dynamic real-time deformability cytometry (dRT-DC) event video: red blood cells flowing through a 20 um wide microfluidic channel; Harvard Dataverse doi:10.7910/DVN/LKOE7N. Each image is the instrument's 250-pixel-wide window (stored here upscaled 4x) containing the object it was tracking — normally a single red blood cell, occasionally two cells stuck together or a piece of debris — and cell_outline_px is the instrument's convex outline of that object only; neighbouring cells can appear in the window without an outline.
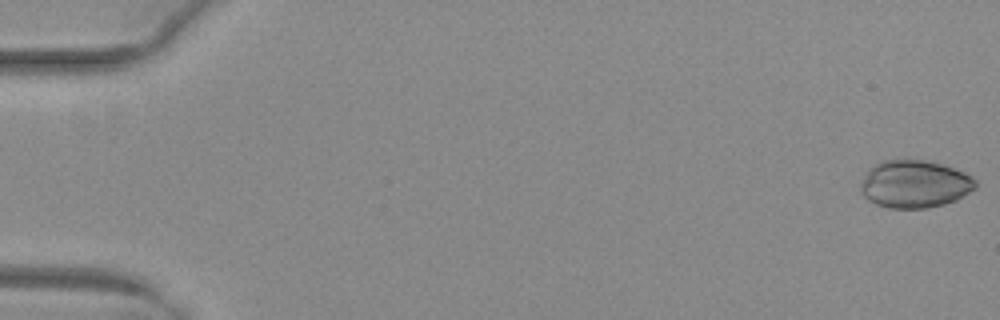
{"species": "common noctule bat (a hibernating species)", "species_latin": "Nyctalus noctula", "temperature_condition": "warm", "stored_images_in_passage": 52, "camera_frame_rate_fps": 3000, "um_per_image_px": 0.085, "animal": {"sex": "female", "body_mass_g": 29.2, "forearm_length_mm": 56.3}, "frame": {"image": 1, "passage_image": 1, "time_ms": 0.0, "image_size_px": [1000, 320], "cell_outline_px": [[976, 188], [956, 200], [944, 204], [928, 208], [888, 208], [876, 204], [868, 200], [860, 192], [860, 184], [864, 176], [876, 164], [884, 160], [924, 160], [940, 164], [964, 172], [972, 176], [976, 180]], "centroid_in_image_um": [77.75, 15.66], "position_along_channel_um": 7.3, "area_um2": 31.73}}
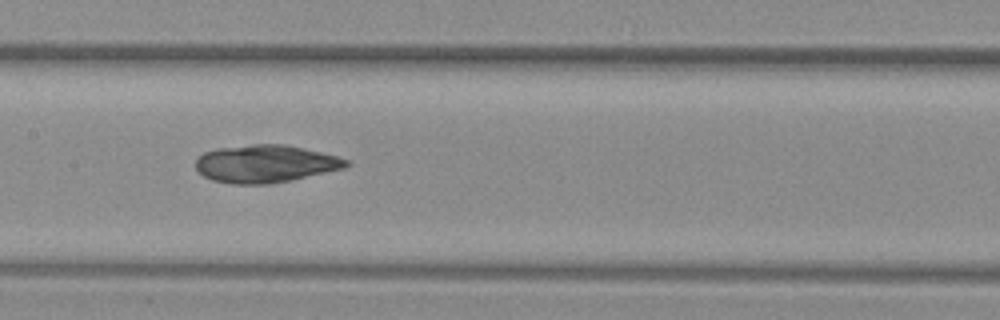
{"frame": {"image": 2, "passage_image": 27, "time_ms": 8.667, "image_size_px": [1000, 320], "cell_outline_px": [[352, 164], [344, 168], [292, 180], [268, 184], [232, 184], [212, 180], [204, 176], [196, 168], [196, 156], [204, 152], [216, 148], [252, 144], [284, 144], [320, 152], [336, 156], [348, 160]], "centroid_in_image_um": [22.53, 13.92], "position_along_channel_um": 184.9, "area_um2": 33.06}}
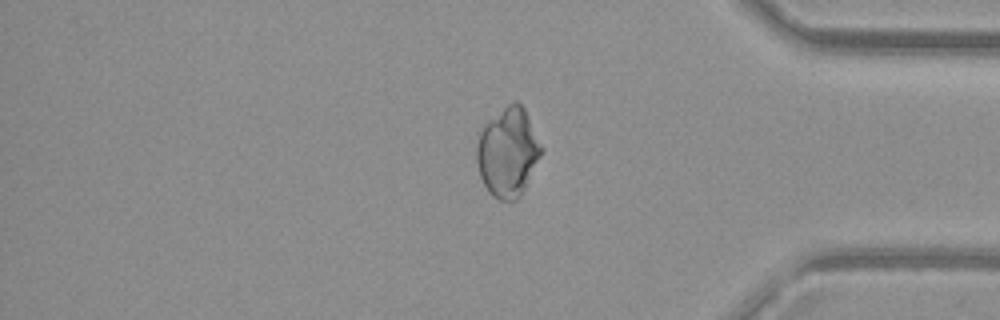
{"frame": {"image": 3, "passage_image": 44, "time_ms": 14.333, "image_size_px": [1000, 320], "cell_outline_px": [[544, 148], [520, 196], [516, 200], [500, 200], [492, 196], [488, 192], [480, 176], [476, 160], [476, 132], [484, 124], [512, 100], [516, 100], [524, 108]], "centroid_in_image_um": [43.14, 12.91], "position_along_channel_um": 392.1, "area_um2": 33.76}}